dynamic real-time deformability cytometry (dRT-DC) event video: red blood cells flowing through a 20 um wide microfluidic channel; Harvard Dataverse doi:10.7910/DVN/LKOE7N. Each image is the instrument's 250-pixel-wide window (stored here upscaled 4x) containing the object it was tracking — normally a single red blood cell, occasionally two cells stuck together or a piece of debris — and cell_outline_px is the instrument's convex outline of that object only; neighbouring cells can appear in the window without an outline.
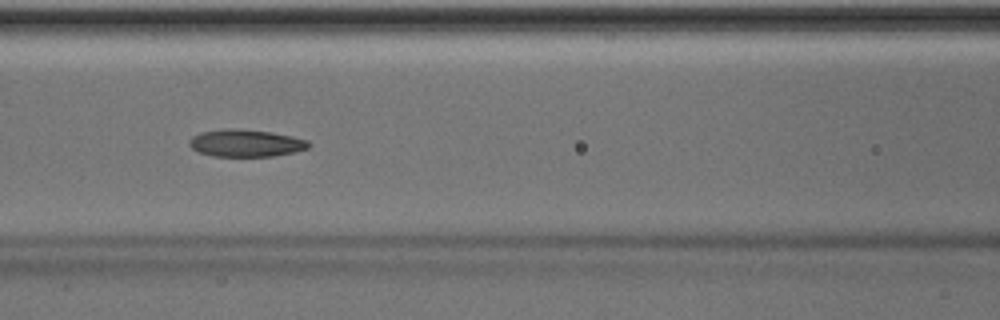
{"species": "Egyptian fruit bat (a non-hibernating species)", "species_latin": "Rousettus aegyptiacus", "temperature_condition": "room temperature", "stored_images_in_passage": 13, "camera_frame_rate_fps": 3000, "um_per_image_px": 0.085, "animal": {"sex": "male"}, "frame": {"image": 1, "passage_image": 10, "time_ms": 3.0, "image_size_px": [1000, 320], "cell_outline_px": [[312, 144], [308, 148], [292, 152], [272, 156], [212, 156], [200, 152], [192, 148], [188, 144], [188, 140], [192, 136], [200, 132], [228, 128], [272, 132], [292, 136], [308, 140]], "centroid_in_image_um": [20.88, 12.16], "position_along_channel_um": 145.7, "area_um2": 18.9}}